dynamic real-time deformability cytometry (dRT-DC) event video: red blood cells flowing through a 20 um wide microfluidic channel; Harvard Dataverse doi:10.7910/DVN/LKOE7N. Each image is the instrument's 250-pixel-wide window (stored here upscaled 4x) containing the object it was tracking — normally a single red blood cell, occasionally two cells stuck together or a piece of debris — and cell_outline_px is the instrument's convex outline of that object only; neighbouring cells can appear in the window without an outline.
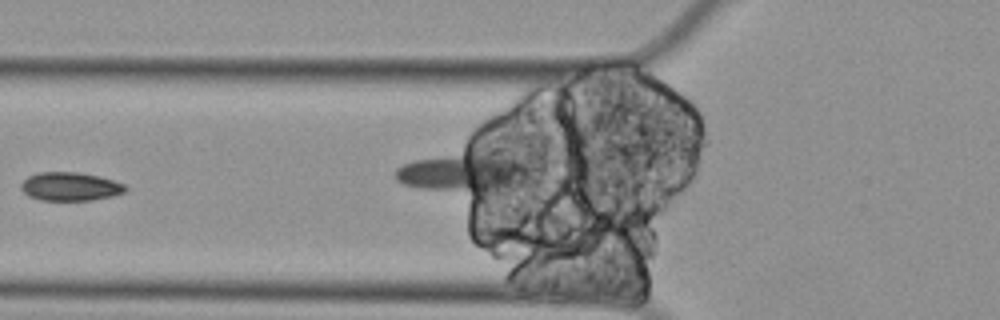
{"species": "Egyptian fruit bat (a non-hibernating species)", "species_latin": "Rousettus aegyptiacus", "temperature_condition": "cold", "stored_images_in_passage": 27, "segment_of_instrument_passage": [2, 2], "camera_frame_rate_fps": 3000, "um_per_image_px": 0.085, "animal": {"sex": "female"}, "frame": {"image": 1, "passage_image": 3, "time_ms": 0.667, "image_size_px": [1000, 320], "cell_outline_px": [[128, 188], [124, 192], [112, 196], [92, 200], [40, 200], [28, 196], [20, 188], [20, 184], [28, 176], [36, 172], [76, 172], [100, 176], [124, 184]], "centroid_in_image_um": [5.94, 15.85], "position_along_channel_um": 119.9, "area_um2": 17.4}}
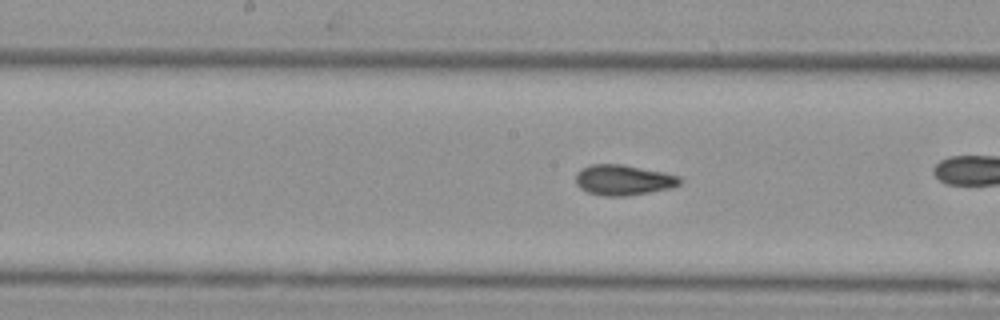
{"frame": {"image": 2, "passage_image": 10, "time_ms": 3.0, "image_size_px": [1000, 320], "cell_outline_px": [[684, 180], [680, 184], [672, 188], [628, 196], [604, 196], [588, 192], [580, 188], [576, 184], [576, 172], [580, 168], [592, 164], [624, 164], [664, 172], [680, 176]], "centroid_in_image_um": [53.01, 15.29], "position_along_channel_um": 195.2, "area_um2": 18.79}}
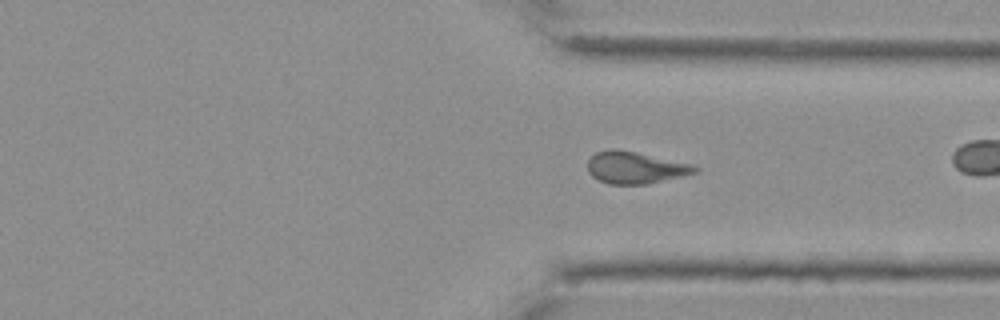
{"frame": {"image": 3, "passage_image": 25, "time_ms": 8.0, "image_size_px": [1000, 320], "cell_outline_px": [[700, 168], [696, 172], [680, 176], [644, 184], [608, 184], [592, 176], [588, 172], [588, 160], [596, 152], [608, 148], [616, 148], [636, 152], [692, 164]], "centroid_in_image_um": [53.95, 14.23], "position_along_channel_um": 357.4, "area_um2": 19.77}}